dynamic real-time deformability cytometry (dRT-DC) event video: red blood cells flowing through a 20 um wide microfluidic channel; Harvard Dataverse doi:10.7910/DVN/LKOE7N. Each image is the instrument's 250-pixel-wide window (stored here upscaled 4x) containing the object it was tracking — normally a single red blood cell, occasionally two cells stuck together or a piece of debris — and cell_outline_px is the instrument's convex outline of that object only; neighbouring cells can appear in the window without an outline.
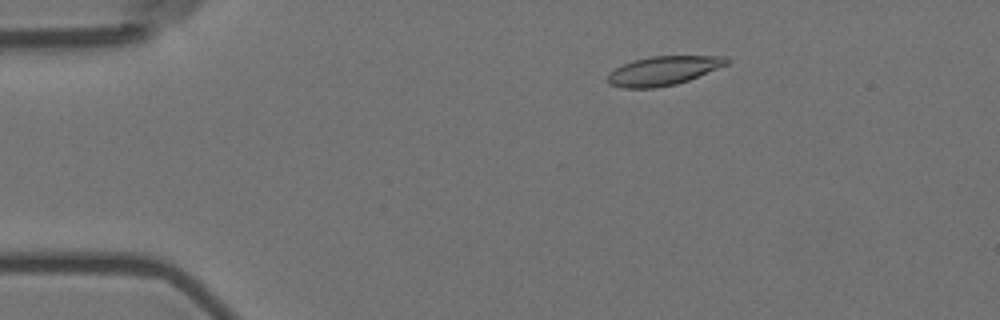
{"species": "Egyptian fruit bat (a non-hibernating species)", "species_latin": "Rousettus aegyptiacus", "temperature_condition": "room temperature", "stored_images_in_passage": 52, "camera_frame_rate_fps": 3000, "um_per_image_px": 0.085, "animal": {"sex": "female"}, "frame": {"image": 1, "passage_image": 5, "time_ms": 1.333, "image_size_px": [1000, 320], "cell_outline_px": [[732, 60], [728, 64], [688, 80], [676, 84], [652, 88], [624, 88], [608, 84], [608, 76], [616, 68], [624, 64], [636, 60], [652, 56], [728, 56]], "centroid_in_image_um": [56.43, 6.01], "position_along_channel_um": 28.6, "area_um2": 19.88}}
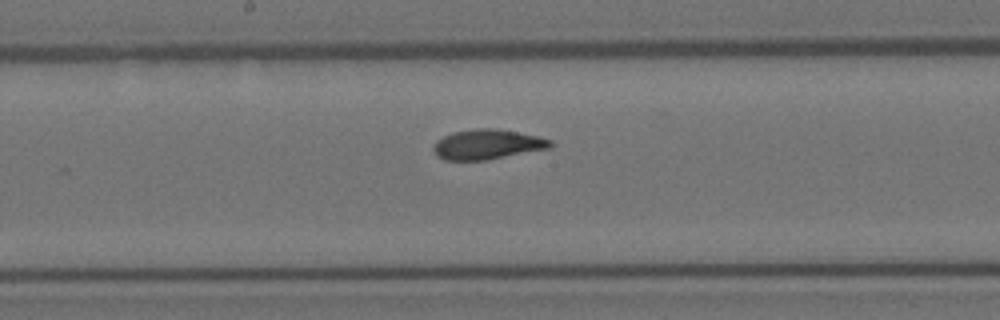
{"frame": {"image": 2, "passage_image": 25, "time_ms": 8.0, "image_size_px": [1000, 320], "cell_outline_px": [[552, 148], [484, 160], [444, 160], [436, 156], [432, 148], [436, 140], [452, 132], [476, 128], [496, 128], [536, 136], [552, 140]], "centroid_in_image_um": [41.39, 12.27], "position_along_channel_um": 206.8, "area_um2": 20.4}}
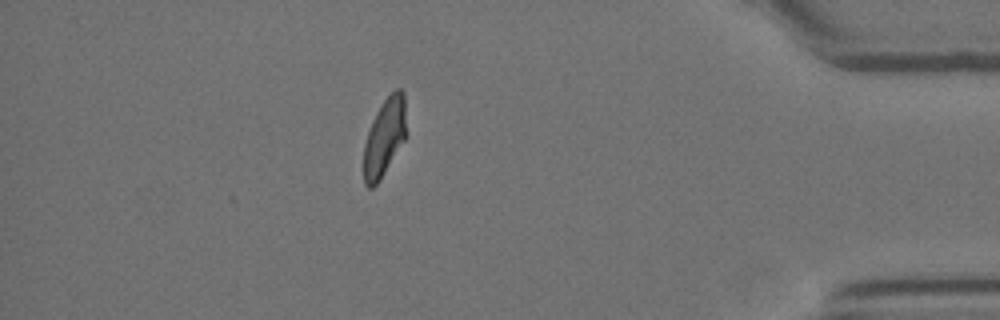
{"frame": {"image": 3, "passage_image": 45, "time_ms": 14.667, "image_size_px": [1000, 320], "cell_outline_px": [[408, 136], [380, 180], [372, 188], [368, 188], [364, 184], [364, 144], [372, 120], [380, 104], [396, 88], [400, 88], [404, 92]], "centroid_in_image_um": [32.72, 11.65], "position_along_channel_um": 402.5, "area_um2": 19.77}, "authors_computed_cell_mechanics": {"area_um2": 20.2011, "velocity_mm_per_s": 3.575, "shape_relaxation_time_tau1_ms": 4.7259, "shape_relaxation_time_tau2_ms": 1.5852, "deformation_change_tau1": 0.1742, "deformation_change_tau2": 0.0757}}